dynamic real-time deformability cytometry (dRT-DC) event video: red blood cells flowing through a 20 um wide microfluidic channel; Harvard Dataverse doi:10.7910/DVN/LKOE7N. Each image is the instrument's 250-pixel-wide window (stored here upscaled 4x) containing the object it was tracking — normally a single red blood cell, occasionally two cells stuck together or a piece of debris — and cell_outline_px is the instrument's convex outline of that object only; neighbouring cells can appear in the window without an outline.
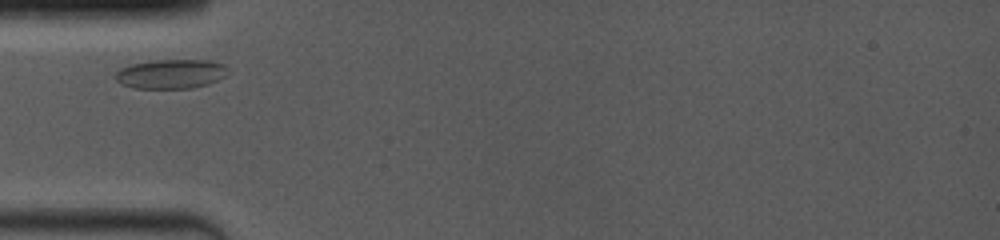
{"species": "common noctule bat (a hibernating species)", "species_latin": "Nyctalus noctula", "temperature_condition": "room temperature", "stored_images_in_passage": 61, "camera_frame_rate_fps": 4000, "um_per_image_px": 0.085, "animal": {"sex": "female", "body_mass_g": 19.0, "forearm_length_mm": 53.3}, "frame": {"image": 1, "passage_image": 1, "time_ms": 0.0, "image_size_px": [1000, 240], "cell_outline_px": [[228, 76], [208, 84], [188, 88], [132, 88], [120, 84], [116, 80], [116, 72], [120, 68], [128, 64], [152, 60], [208, 60], [224, 64], [228, 68]], "centroid_in_image_um": [14.53, 6.28], "position_along_channel_um": 70.5, "area_um2": 19.48}}
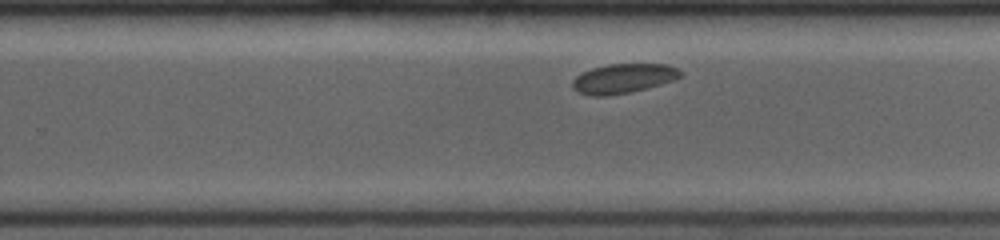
{"frame": {"image": 2, "passage_image": 37, "time_ms": 5.5, "image_size_px": [1000, 240], "cell_outline_px": [[680, 76], [676, 80], [632, 92], [608, 96], [592, 96], [576, 92], [572, 88], [572, 80], [576, 76], [592, 68], [608, 64], [668, 64], [676, 68], [680, 72]], "centroid_in_image_um": [52.95, 6.68], "position_along_channel_um": 276.8, "area_um2": 18.67}}
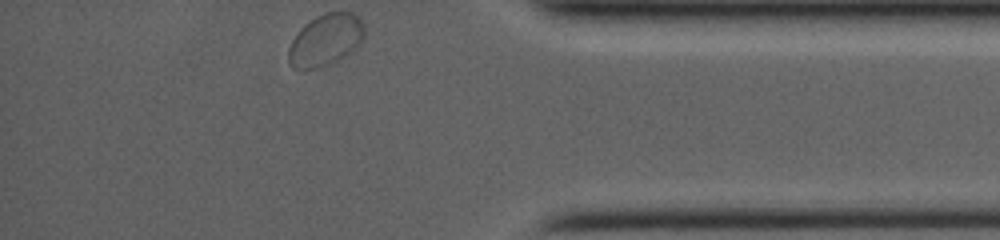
{"frame": {"image": 3, "passage_image": 61, "time_ms": 9.25, "image_size_px": [1000, 240], "cell_outline_px": [[364, 40], [344, 56], [328, 64], [304, 72], [292, 68], [288, 64], [288, 48], [292, 40], [300, 28], [304, 24], [316, 16], [324, 12], [352, 12], [360, 16], [364, 24]], "centroid_in_image_um": [27.64, 3.4], "position_along_channel_um": 407.6, "area_um2": 23.29}}